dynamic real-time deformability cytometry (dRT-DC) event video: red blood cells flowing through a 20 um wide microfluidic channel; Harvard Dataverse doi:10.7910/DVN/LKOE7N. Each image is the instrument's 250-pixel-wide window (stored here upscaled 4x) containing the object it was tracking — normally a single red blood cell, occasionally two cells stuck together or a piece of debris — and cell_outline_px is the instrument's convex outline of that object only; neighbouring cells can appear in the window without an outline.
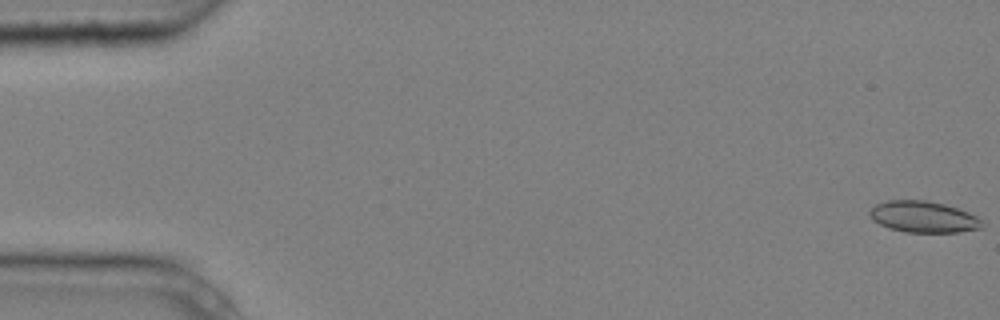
{"species": "common noctule bat (a hibernating species)", "species_latin": "Nyctalus noctula", "temperature_condition": "cold", "stored_images_in_passage": 6, "camera_frame_rate_fps": 3000, "um_per_image_px": 0.085, "animal": {"sex": "male", "body_mass_g": 20.4}, "frame": {"image": 1, "passage_image": 1, "time_ms": 0.0, "image_size_px": [1000, 320], "cell_outline_px": [[984, 224], [980, 228], [960, 232], [904, 232], [888, 228], [872, 220], [868, 212], [876, 204], [888, 200], [924, 200], [944, 204], [968, 212], [976, 216]], "centroid_in_image_um": [78.46, 18.44], "position_along_channel_um": 6.5, "area_um2": 20.46}}
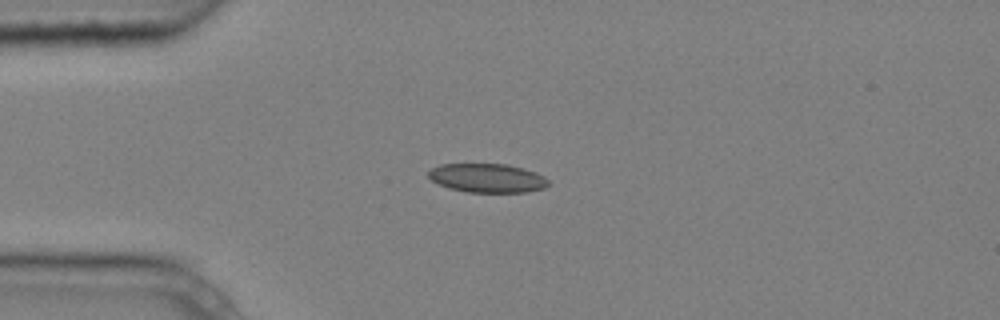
{"frame": {"image": 2, "passage_image": 5, "time_ms": 1.333, "image_size_px": [1000, 320], "cell_outline_px": [[548, 184], [544, 188], [528, 192], [468, 192], [448, 188], [432, 180], [428, 176], [428, 172], [432, 168], [440, 164], [508, 164], [524, 168], [536, 172], [544, 176], [548, 180]], "centroid_in_image_um": [41.44, 15.13], "position_along_channel_um": 43.6, "area_um2": 20.23}}
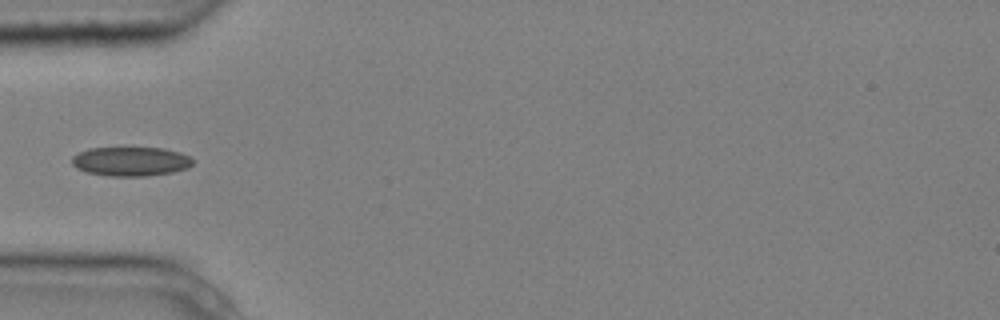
{"frame": {"image": 3, "passage_image": 6, "time_ms": 1.667, "image_size_px": [1000, 320], "cell_outline_px": [[196, 160], [188, 168], [172, 172], [144, 176], [108, 176], [88, 172], [76, 168], [72, 164], [72, 156], [88, 148], [164, 148], [180, 152]], "centroid_in_image_um": [11.13, 13.72], "position_along_channel_um": 73.9, "area_um2": 20.58}}